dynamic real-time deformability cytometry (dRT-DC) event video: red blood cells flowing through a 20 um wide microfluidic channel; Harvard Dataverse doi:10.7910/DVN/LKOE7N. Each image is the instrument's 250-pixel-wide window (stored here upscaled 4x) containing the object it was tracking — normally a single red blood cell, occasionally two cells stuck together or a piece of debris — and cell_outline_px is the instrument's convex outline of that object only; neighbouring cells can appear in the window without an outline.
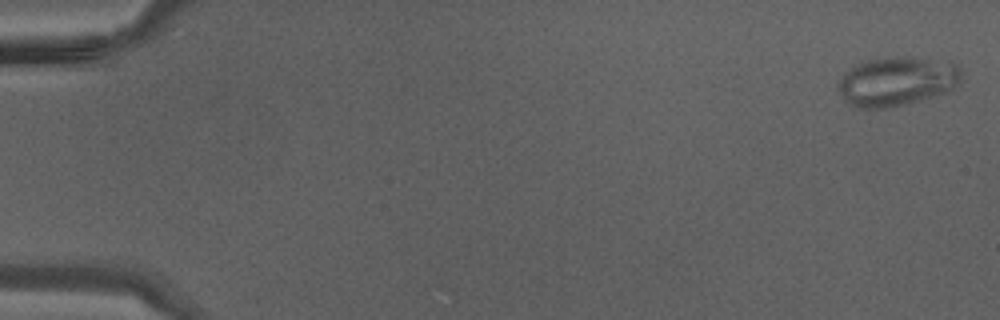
{"species": "Egyptian fruit bat (a non-hibernating species)", "species_latin": "Rousettus aegyptiacus", "temperature_condition": "warm", "stored_images_in_passage": 10, "camera_frame_rate_fps": 3000, "um_per_image_px": 0.085, "animal": {"sex": "male"}, "frame": {"image": 1, "passage_image": 1, "time_ms": 0.0, "image_size_px": [1000, 320], "cell_outline_px": [[960, 80], [952, 88], [944, 92], [904, 104], [888, 108], [856, 108], [848, 104], [844, 100], [836, 84], [844, 72], [856, 64], [864, 60], [896, 56], [908, 56], [952, 64], [960, 68]], "centroid_in_image_um": [76.12, 6.91], "position_along_channel_um": 8.9, "area_um2": 34.85}}